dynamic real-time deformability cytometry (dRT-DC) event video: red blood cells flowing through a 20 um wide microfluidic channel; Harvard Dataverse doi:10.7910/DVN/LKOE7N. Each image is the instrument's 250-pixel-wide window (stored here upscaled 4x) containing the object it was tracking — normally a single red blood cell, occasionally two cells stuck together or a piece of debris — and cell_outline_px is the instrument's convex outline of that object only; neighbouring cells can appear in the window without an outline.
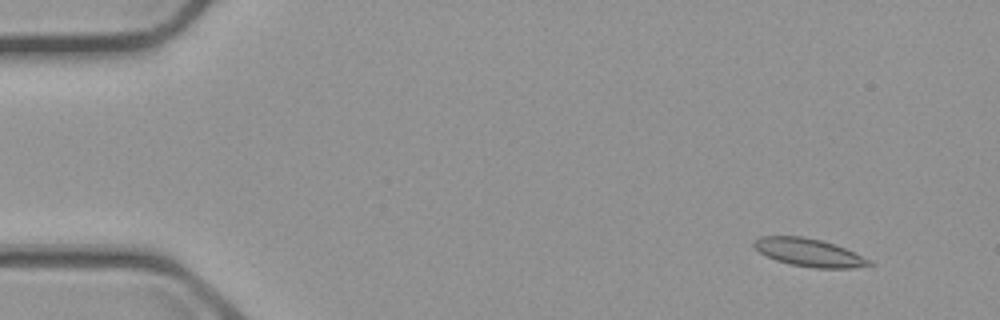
{"species": "common noctule bat (a hibernating species)", "species_latin": "Nyctalus noctula", "temperature_condition": "cold", "stored_images_in_passage": 8, "camera_frame_rate_fps": 3000, "um_per_image_px": 0.085, "animal": {"sex": "male", "body_mass_g": 23.1, "forearm_length_mm": 52.7}, "frame": {"image": 1, "passage_image": 2, "time_ms": 1.333, "image_size_px": [1000, 320], "cell_outline_px": [[876, 264], [852, 268], [812, 268], [788, 264], [776, 260], [760, 252], [752, 244], [752, 240], [760, 236], [804, 236], [820, 240], [844, 248]], "centroid_in_image_um": [68.7, 21.46], "position_along_channel_um": 16.3, "area_um2": 18.55}}
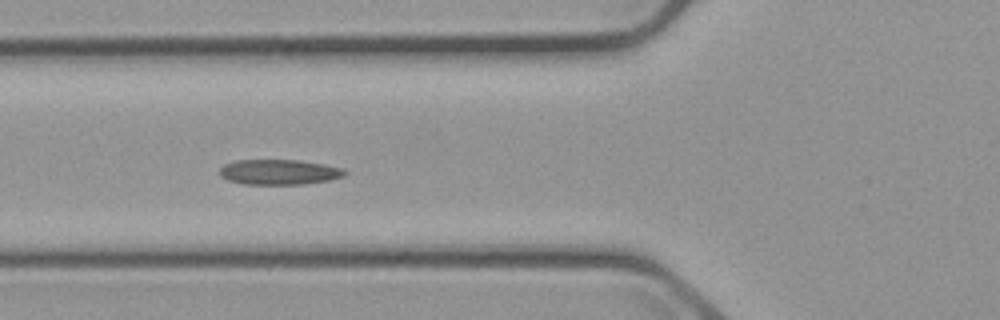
{"frame": {"image": 2, "passage_image": 6, "time_ms": 6.667, "image_size_px": [1000, 320], "cell_outline_px": [[348, 172], [344, 176], [328, 180], [304, 184], [244, 184], [228, 180], [220, 176], [220, 168], [224, 164], [236, 160], [300, 160], [324, 164], [344, 168]], "centroid_in_image_um": [23.74, 14.62], "position_along_channel_um": 102.1, "area_um2": 18.44}}
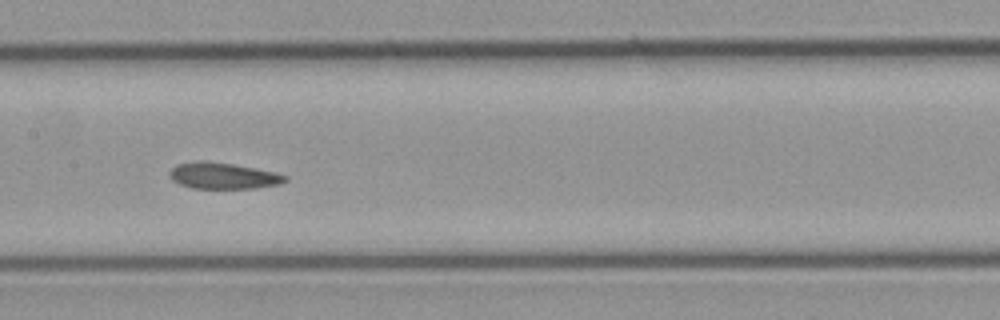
{"frame": {"image": 3, "passage_image": 8, "time_ms": 9.0, "image_size_px": [1000, 320], "cell_outline_px": [[288, 180], [280, 184], [256, 188], [192, 188], [180, 184], [172, 180], [168, 176], [168, 172], [176, 164], [196, 160], [204, 160], [232, 164], [276, 172], [288, 176]], "centroid_in_image_um": [18.94, 14.93], "position_along_channel_um": 188.5, "area_um2": 17.86}}